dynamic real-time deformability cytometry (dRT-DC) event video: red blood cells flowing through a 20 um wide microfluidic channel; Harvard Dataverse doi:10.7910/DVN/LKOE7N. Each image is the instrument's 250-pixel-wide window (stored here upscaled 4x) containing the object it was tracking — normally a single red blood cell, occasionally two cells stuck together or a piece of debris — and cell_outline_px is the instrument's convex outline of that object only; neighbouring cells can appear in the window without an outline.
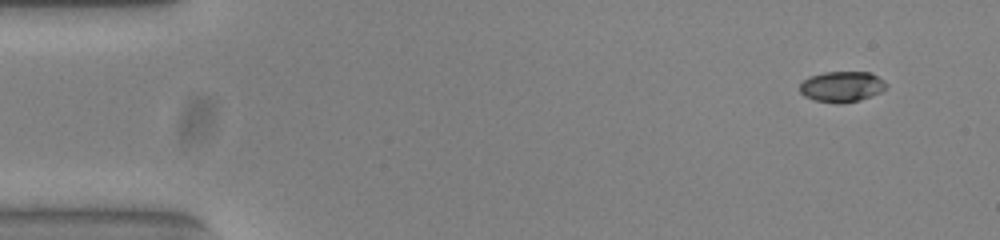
{"species": "common noctule bat (a hibernating species)", "species_latin": "Nyctalus noctula", "temperature_condition": "warm", "stored_images_in_passage": 50, "camera_frame_rate_fps": 3000, "um_per_image_px": 0.085, "animal": {"sex": "female", "body_mass_g": 23.0, "forearm_length_mm": 53.4}, "frame": {"image": 1, "passage_image": 1, "time_ms": 0.0, "image_size_px": [1000, 240], "cell_outline_px": [[888, 88], [880, 92], [860, 100], [840, 104], [836, 104], [816, 100], [804, 96], [800, 92], [800, 84], [808, 76], [824, 72], [868, 72], [884, 80], [888, 84]], "centroid_in_image_um": [71.56, 7.37], "position_along_channel_um": 13.4, "area_um2": 15.55}}
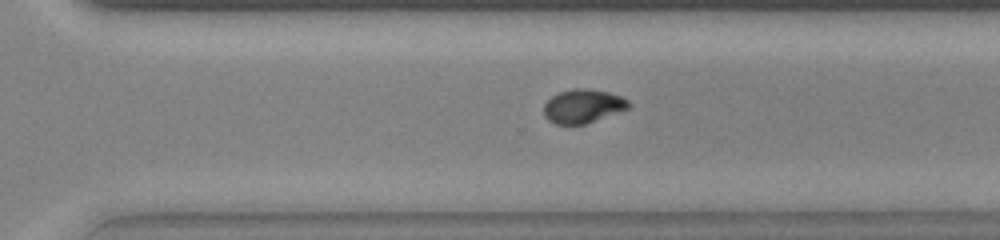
{"frame": {"image": 2, "passage_image": 34, "time_ms": 11.0, "image_size_px": [1000, 240], "cell_outline_px": [[632, 108], [584, 124], [556, 124], [548, 120], [544, 116], [544, 104], [552, 96], [560, 92], [576, 88], [588, 88], [608, 92], [620, 96], [628, 100], [632, 104]], "centroid_in_image_um": [49.59, 9.02], "position_along_channel_um": 321.0, "area_um2": 16.76}}
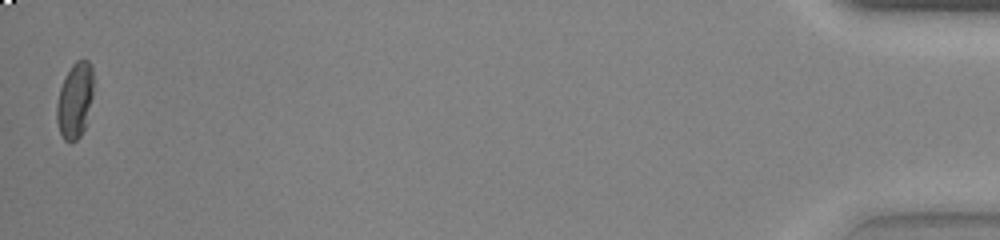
{"frame": {"image": 3, "passage_image": 50, "time_ms": 16.333, "image_size_px": [1000, 240], "cell_outline_px": [[92, 96], [84, 128], [80, 136], [72, 144], [64, 140], [60, 132], [56, 120], [56, 104], [60, 88], [64, 76], [72, 64], [76, 60], [88, 60], [92, 68]], "centroid_in_image_um": [6.33, 8.54], "position_along_channel_um": 428.9, "area_um2": 16.13}, "authors_computed_cell_mechanics": {"area_um2": 16.6464, "velocity_mm_per_s": 3.8536, "shape_relaxation_time_tau1_ms": 4.2785, "shape_relaxation_time_tau2_ms": 2.425, "deformation_change_tau1": 0.1849, "deformation_change_tau2": 0.0518}}